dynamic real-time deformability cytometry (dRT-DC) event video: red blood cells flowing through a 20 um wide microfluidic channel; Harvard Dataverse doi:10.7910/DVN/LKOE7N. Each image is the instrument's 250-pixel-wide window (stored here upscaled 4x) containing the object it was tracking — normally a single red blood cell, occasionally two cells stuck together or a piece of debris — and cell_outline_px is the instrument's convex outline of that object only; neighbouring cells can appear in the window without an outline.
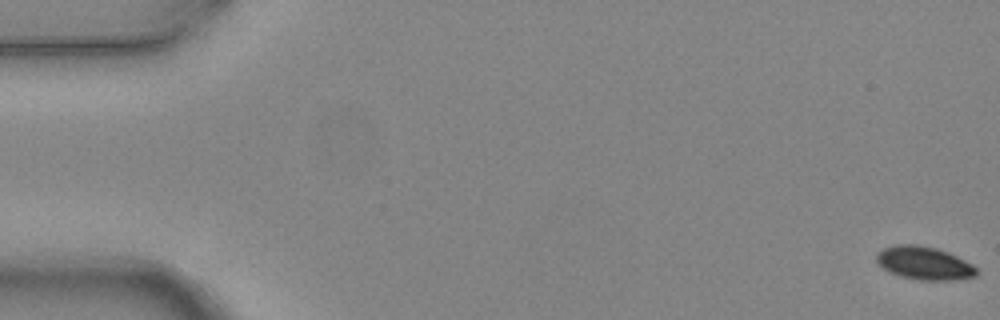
{"species": "common noctule bat (a hibernating species)", "species_latin": "Nyctalus noctula", "temperature_condition": "warm", "stored_images_in_passage": 6, "segment_of_instrument_passage": [1, 2], "camera_frame_rate_fps": 3000, "um_per_image_px": 0.085, "animal": {"sex": "female", "body_mass_g": 24.6, "forearm_length_mm": 56.2}, "frame": {"image": 1, "passage_image": 1, "time_ms": 0.0, "image_size_px": [1000, 320], "cell_outline_px": [[980, 272], [976, 276], [952, 280], [920, 280], [900, 276], [884, 268], [876, 260], [876, 256], [884, 248], [896, 244], [916, 244], [936, 248], [948, 252], [972, 264]], "centroid_in_image_um": [78.59, 22.36], "position_along_channel_um": 6.4, "area_um2": 19.13}}